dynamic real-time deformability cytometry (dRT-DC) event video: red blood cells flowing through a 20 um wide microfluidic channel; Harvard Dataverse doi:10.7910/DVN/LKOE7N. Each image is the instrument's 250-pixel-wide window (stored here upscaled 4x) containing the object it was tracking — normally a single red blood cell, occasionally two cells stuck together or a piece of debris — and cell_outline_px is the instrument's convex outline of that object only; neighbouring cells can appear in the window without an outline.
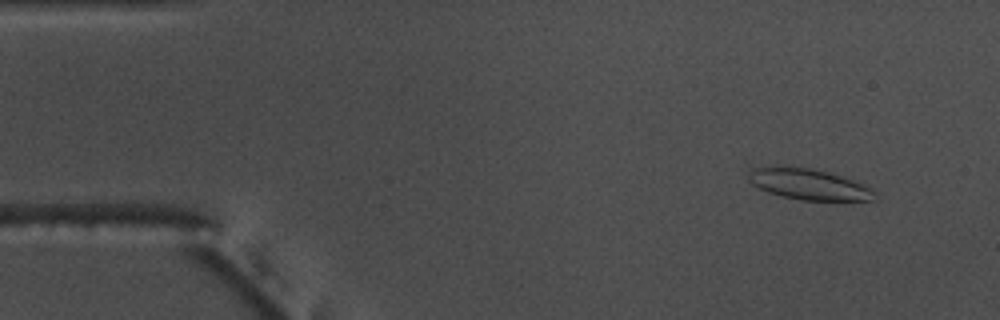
{"species": "common noctule bat (a hibernating species)", "species_latin": "Nyctalus noctula", "temperature_condition": "warm", "stored_images_in_passage": 54, "camera_frame_rate_fps": 3000, "um_per_image_px": 0.085, "animal": {"sex": "male", "body_mass_g": 17.5, "forearm_length_mm": 52.3}, "frame": {"image": 1, "passage_image": 5, "time_ms": 1.333, "image_size_px": [1000, 320], "cell_outline_px": [[876, 200], [800, 200], [780, 196], [768, 192], [752, 184], [748, 180], [748, 176], [752, 164], [812, 168], [828, 172], [852, 180], [868, 188], [872, 192]], "centroid_in_image_um": [68.58, 15.63], "position_along_channel_um": 16.4, "area_um2": 22.77}}
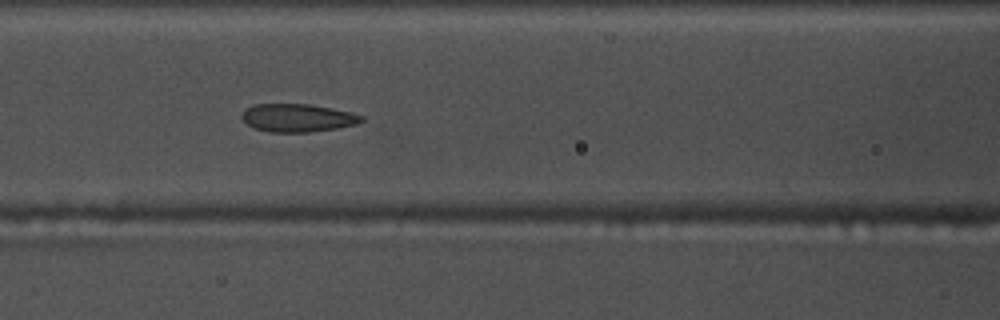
{"frame": {"image": 2, "passage_image": 23, "time_ms": 7.333, "image_size_px": [1000, 320], "cell_outline_px": [[364, 120], [356, 124], [336, 128], [308, 132], [268, 132], [256, 128], [248, 124], [240, 116], [244, 108], [256, 104], [308, 104], [332, 108], [352, 112], [364, 116]], "centroid_in_image_um": [25.29, 10.01], "position_along_channel_um": 141.3, "area_um2": 19.54}}
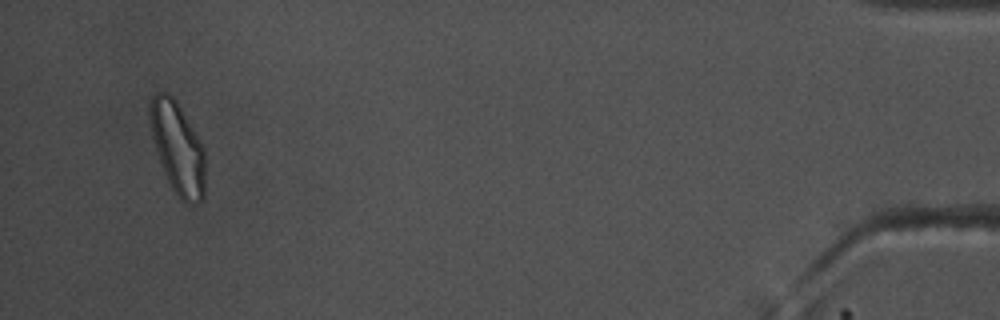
{"frame": {"image": 3, "passage_image": 52, "time_ms": 17.0, "image_size_px": [1000, 320], "cell_outline_px": [[204, 200], [196, 204], [184, 204], [176, 196], [164, 172], [156, 152], [152, 136], [148, 116], [148, 104], [152, 96], [156, 92], [168, 92], [176, 100], [204, 148]], "centroid_in_image_um": [15.08, 12.59], "position_along_channel_um": 420.1, "area_um2": 29.82}, "authors_computed_cell_mechanics": {"area_um2": 22.0218, "velocity_mm_per_s": 3.7424, "shape_relaxation_time_tau1_ms": 9.2993, "shape_relaxation_time_tau2_ms": 1.652, "deformation_change_tau1": 0.1765, "deformation_change_tau2": 0.0791}}